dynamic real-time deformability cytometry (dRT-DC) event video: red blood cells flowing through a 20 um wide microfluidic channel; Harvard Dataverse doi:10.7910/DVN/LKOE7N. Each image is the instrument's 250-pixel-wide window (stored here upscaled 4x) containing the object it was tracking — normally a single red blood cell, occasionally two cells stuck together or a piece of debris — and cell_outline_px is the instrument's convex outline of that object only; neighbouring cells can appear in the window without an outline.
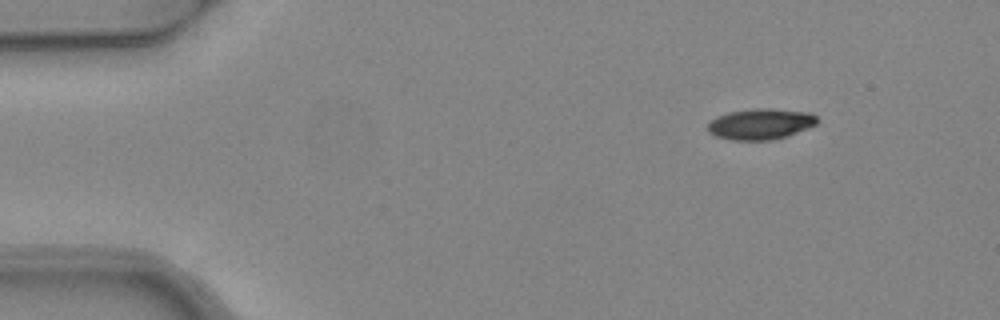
{"species": "common noctule bat (a hibernating species)", "species_latin": "Nyctalus noctula", "temperature_condition": "warm", "stored_images_in_passage": 4, "camera_frame_rate_fps": 3000, "um_per_image_px": 0.085, "animal": {"sex": "female", "body_mass_g": 24.6, "forearm_length_mm": 56.2}, "frame": {"image": 1, "passage_image": 1, "time_ms": 0.0, "image_size_px": [1000, 320], "cell_outline_px": [[820, 120], [816, 124], [808, 128], [788, 136], [772, 140], [732, 140], [716, 136], [708, 132], [708, 124], [716, 116], [728, 112], [752, 108], [768, 108], [812, 112]], "centroid_in_image_um": [64.68, 10.53], "position_along_channel_um": 20.3, "area_um2": 19.94}}
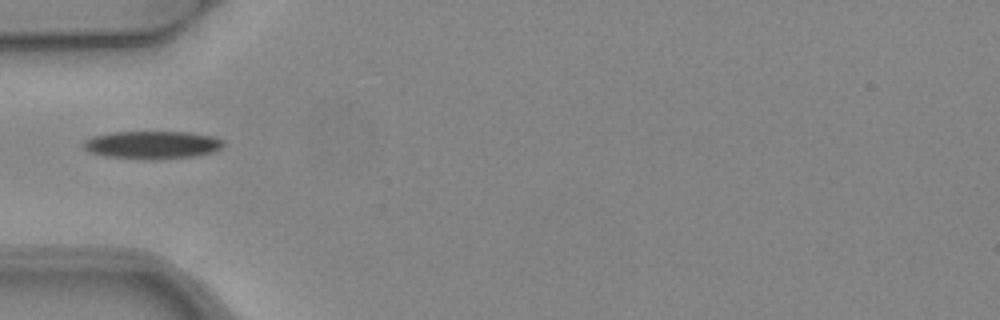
{"frame": {"image": 2, "passage_image": 4, "time_ms": 1.0, "image_size_px": [1000, 320], "cell_outline_px": [[224, 144], [220, 148], [212, 152], [192, 156], [144, 160], [104, 156], [92, 152], [84, 148], [84, 140], [92, 136], [108, 132], [188, 132], [212, 136], [224, 140]], "centroid_in_image_um": [12.91, 12.31], "position_along_channel_um": 72.1, "area_um2": 22.66}}